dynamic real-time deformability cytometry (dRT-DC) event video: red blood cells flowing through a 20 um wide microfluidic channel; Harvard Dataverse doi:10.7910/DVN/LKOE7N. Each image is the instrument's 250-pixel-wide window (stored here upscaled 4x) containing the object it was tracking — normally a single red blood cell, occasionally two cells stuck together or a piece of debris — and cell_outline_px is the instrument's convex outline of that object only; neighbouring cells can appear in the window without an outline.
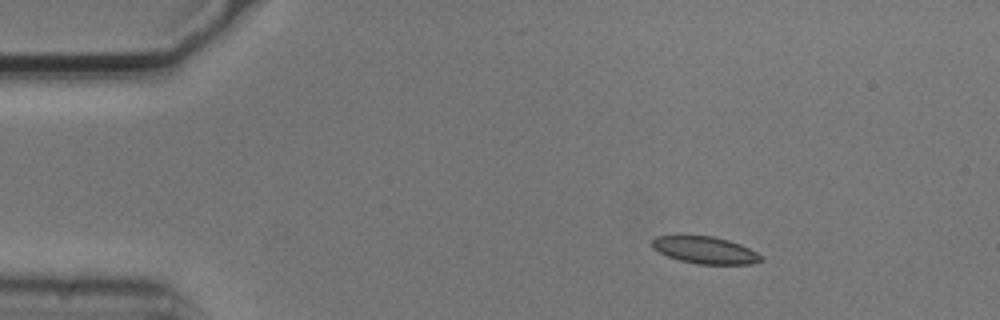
{"species": "common noctule bat (a hibernating species)", "species_latin": "Nyctalus noctula", "temperature_condition": "cold", "stored_images_in_passage": 3, "camera_frame_rate_fps": 3000, "um_per_image_px": 0.085, "animal": {"sex": "male", "body_mass_g": 20.5, "forearm_length_mm": 52.5}, "frame": {"image": 1, "passage_image": 1, "time_ms": 0.0, "image_size_px": [1000, 320], "cell_outline_px": [[764, 260], [752, 264], [696, 264], [680, 260], [668, 256], [652, 248], [652, 240], [656, 236], [712, 236], [728, 240], [740, 244], [764, 256]], "centroid_in_image_um": [59.97, 21.27], "position_along_channel_um": 25.0, "area_um2": 17.11}}
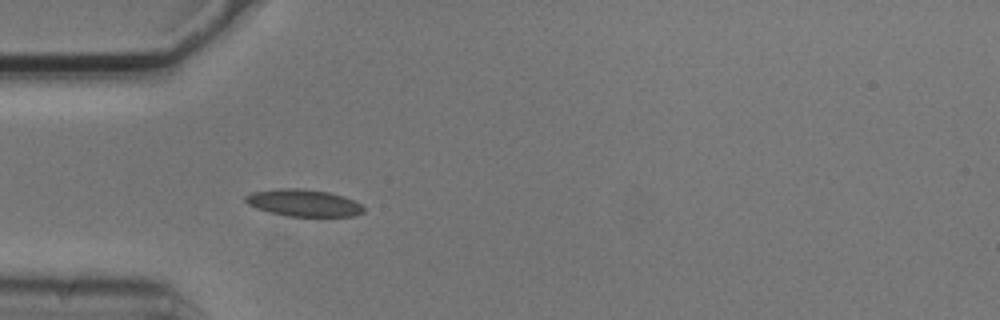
{"frame": {"image": 2, "passage_image": 3, "time_ms": 0.667, "image_size_px": [1000, 320], "cell_outline_px": [[364, 212], [352, 216], [288, 216], [256, 208], [248, 204], [244, 200], [244, 196], [252, 192], [280, 188], [300, 188], [328, 192], [344, 196], [360, 204], [364, 208]], "centroid_in_image_um": [25.79, 17.24], "position_along_channel_um": 59.2, "area_um2": 18.44}}